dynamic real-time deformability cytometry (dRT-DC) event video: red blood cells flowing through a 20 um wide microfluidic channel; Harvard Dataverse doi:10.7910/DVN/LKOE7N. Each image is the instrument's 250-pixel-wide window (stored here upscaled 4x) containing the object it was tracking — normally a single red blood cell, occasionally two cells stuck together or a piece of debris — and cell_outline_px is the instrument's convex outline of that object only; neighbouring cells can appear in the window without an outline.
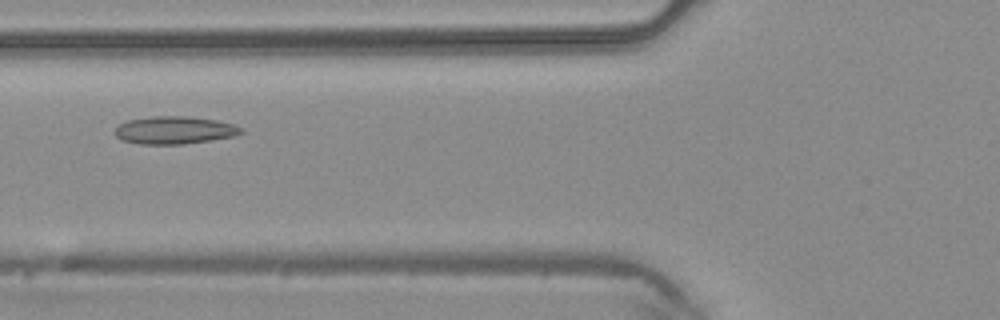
{"species": "common noctule bat (a hibernating species)", "species_latin": "Nyctalus noctula", "temperature_condition": "warm", "stored_images_in_passage": 6, "camera_frame_rate_fps": 3000, "um_per_image_px": 0.085, "animal": {"sex": "male", "body_mass_g": 20.4}, "frame": {"image": 1, "passage_image": 5, "time_ms": 1.333, "image_size_px": [1000, 320], "cell_outline_px": [[244, 132], [236, 136], [212, 140], [184, 144], [140, 144], [120, 140], [112, 132], [120, 124], [128, 120], [152, 116], [184, 116], [216, 120], [232, 124], [244, 128]], "centroid_in_image_um": [14.83, 11.07], "position_along_channel_um": 111.0, "area_um2": 20.52}}
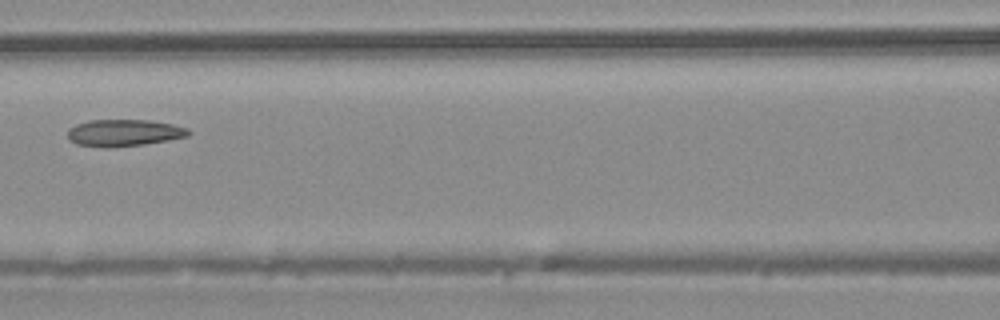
{"frame": {"image": 2, "passage_image": 6, "time_ms": 1.667, "image_size_px": [1000, 320], "cell_outline_px": [[192, 132], [188, 136], [168, 140], [144, 144], [112, 148], [104, 148], [76, 144], [68, 140], [68, 128], [76, 124], [88, 120], [148, 120], [172, 124], [188, 128]], "centroid_in_image_um": [10.51, 11.3], "position_along_channel_um": 156.1, "area_um2": 19.13}}